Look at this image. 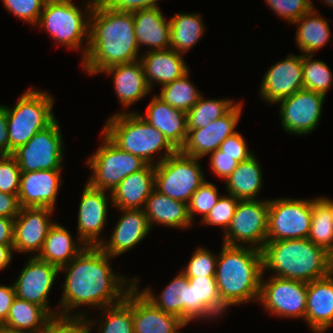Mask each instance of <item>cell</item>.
I'll list each match as a JSON object with an SVG mask.
<instances>
[{"mask_svg":"<svg viewBox=\"0 0 333 333\" xmlns=\"http://www.w3.org/2000/svg\"><path fill=\"white\" fill-rule=\"evenodd\" d=\"M53 212L52 208L21 207L14 219L13 251L38 256L48 230L54 224L50 219Z\"/></svg>","mask_w":333,"mask_h":333,"instance_id":"obj_19","label":"cell"},{"mask_svg":"<svg viewBox=\"0 0 333 333\" xmlns=\"http://www.w3.org/2000/svg\"><path fill=\"white\" fill-rule=\"evenodd\" d=\"M93 328L84 320L72 317V333H92Z\"/></svg>","mask_w":333,"mask_h":333,"instance_id":"obj_57","label":"cell"},{"mask_svg":"<svg viewBox=\"0 0 333 333\" xmlns=\"http://www.w3.org/2000/svg\"><path fill=\"white\" fill-rule=\"evenodd\" d=\"M58 122L56 119L13 152L21 172L62 170L65 149Z\"/></svg>","mask_w":333,"mask_h":333,"instance_id":"obj_11","label":"cell"},{"mask_svg":"<svg viewBox=\"0 0 333 333\" xmlns=\"http://www.w3.org/2000/svg\"><path fill=\"white\" fill-rule=\"evenodd\" d=\"M14 219L0 217V244L13 245Z\"/></svg>","mask_w":333,"mask_h":333,"instance_id":"obj_55","label":"cell"},{"mask_svg":"<svg viewBox=\"0 0 333 333\" xmlns=\"http://www.w3.org/2000/svg\"><path fill=\"white\" fill-rule=\"evenodd\" d=\"M0 333H19V332L8 331L6 329L0 328Z\"/></svg>","mask_w":333,"mask_h":333,"instance_id":"obj_61","label":"cell"},{"mask_svg":"<svg viewBox=\"0 0 333 333\" xmlns=\"http://www.w3.org/2000/svg\"><path fill=\"white\" fill-rule=\"evenodd\" d=\"M269 200H239L222 243L261 250L267 241Z\"/></svg>","mask_w":333,"mask_h":333,"instance_id":"obj_10","label":"cell"},{"mask_svg":"<svg viewBox=\"0 0 333 333\" xmlns=\"http://www.w3.org/2000/svg\"><path fill=\"white\" fill-rule=\"evenodd\" d=\"M7 12L28 24L37 25L47 0H1Z\"/></svg>","mask_w":333,"mask_h":333,"instance_id":"obj_46","label":"cell"},{"mask_svg":"<svg viewBox=\"0 0 333 333\" xmlns=\"http://www.w3.org/2000/svg\"><path fill=\"white\" fill-rule=\"evenodd\" d=\"M261 254L264 275L309 283L333 272V255L308 238L266 241Z\"/></svg>","mask_w":333,"mask_h":333,"instance_id":"obj_3","label":"cell"},{"mask_svg":"<svg viewBox=\"0 0 333 333\" xmlns=\"http://www.w3.org/2000/svg\"><path fill=\"white\" fill-rule=\"evenodd\" d=\"M170 20V48L185 54L204 34L205 26L199 13H177Z\"/></svg>","mask_w":333,"mask_h":333,"instance_id":"obj_36","label":"cell"},{"mask_svg":"<svg viewBox=\"0 0 333 333\" xmlns=\"http://www.w3.org/2000/svg\"><path fill=\"white\" fill-rule=\"evenodd\" d=\"M325 99L324 94L303 88L278 101L284 132L303 136L315 131L322 116Z\"/></svg>","mask_w":333,"mask_h":333,"instance_id":"obj_14","label":"cell"},{"mask_svg":"<svg viewBox=\"0 0 333 333\" xmlns=\"http://www.w3.org/2000/svg\"><path fill=\"white\" fill-rule=\"evenodd\" d=\"M311 227L308 239L333 255V224L328 206L317 196L311 199Z\"/></svg>","mask_w":333,"mask_h":333,"instance_id":"obj_40","label":"cell"},{"mask_svg":"<svg viewBox=\"0 0 333 333\" xmlns=\"http://www.w3.org/2000/svg\"><path fill=\"white\" fill-rule=\"evenodd\" d=\"M312 3V9L292 25H296L295 43L302 54H313L330 40V26Z\"/></svg>","mask_w":333,"mask_h":333,"instance_id":"obj_33","label":"cell"},{"mask_svg":"<svg viewBox=\"0 0 333 333\" xmlns=\"http://www.w3.org/2000/svg\"><path fill=\"white\" fill-rule=\"evenodd\" d=\"M217 258L209 249L197 247L182 272L186 277H215Z\"/></svg>","mask_w":333,"mask_h":333,"instance_id":"obj_43","label":"cell"},{"mask_svg":"<svg viewBox=\"0 0 333 333\" xmlns=\"http://www.w3.org/2000/svg\"><path fill=\"white\" fill-rule=\"evenodd\" d=\"M219 150L221 151V155L232 156V158L239 163L254 155V153L248 149L246 141L239 131L227 137L219 146Z\"/></svg>","mask_w":333,"mask_h":333,"instance_id":"obj_48","label":"cell"},{"mask_svg":"<svg viewBox=\"0 0 333 333\" xmlns=\"http://www.w3.org/2000/svg\"><path fill=\"white\" fill-rule=\"evenodd\" d=\"M194 286L195 320L220 318L227 309L223 306L215 277H187Z\"/></svg>","mask_w":333,"mask_h":333,"instance_id":"obj_37","label":"cell"},{"mask_svg":"<svg viewBox=\"0 0 333 333\" xmlns=\"http://www.w3.org/2000/svg\"><path fill=\"white\" fill-rule=\"evenodd\" d=\"M62 170L21 172L18 191L20 207L55 208L63 180Z\"/></svg>","mask_w":333,"mask_h":333,"instance_id":"obj_20","label":"cell"},{"mask_svg":"<svg viewBox=\"0 0 333 333\" xmlns=\"http://www.w3.org/2000/svg\"><path fill=\"white\" fill-rule=\"evenodd\" d=\"M133 17L139 49L147 46L149 52L170 48V20L165 19L160 7L134 11Z\"/></svg>","mask_w":333,"mask_h":333,"instance_id":"obj_27","label":"cell"},{"mask_svg":"<svg viewBox=\"0 0 333 333\" xmlns=\"http://www.w3.org/2000/svg\"><path fill=\"white\" fill-rule=\"evenodd\" d=\"M262 275L258 302L273 316L305 320L308 283Z\"/></svg>","mask_w":333,"mask_h":333,"instance_id":"obj_13","label":"cell"},{"mask_svg":"<svg viewBox=\"0 0 333 333\" xmlns=\"http://www.w3.org/2000/svg\"><path fill=\"white\" fill-rule=\"evenodd\" d=\"M20 208L18 195L0 192V217L15 219Z\"/></svg>","mask_w":333,"mask_h":333,"instance_id":"obj_51","label":"cell"},{"mask_svg":"<svg viewBox=\"0 0 333 333\" xmlns=\"http://www.w3.org/2000/svg\"><path fill=\"white\" fill-rule=\"evenodd\" d=\"M189 74L190 72L188 71L182 77L163 85L159 95H157L171 107L186 113L202 96L201 91L190 81Z\"/></svg>","mask_w":333,"mask_h":333,"instance_id":"obj_38","label":"cell"},{"mask_svg":"<svg viewBox=\"0 0 333 333\" xmlns=\"http://www.w3.org/2000/svg\"><path fill=\"white\" fill-rule=\"evenodd\" d=\"M260 85L259 96L270 105L303 89L302 54L289 53L285 59L273 64L267 69Z\"/></svg>","mask_w":333,"mask_h":333,"instance_id":"obj_18","label":"cell"},{"mask_svg":"<svg viewBox=\"0 0 333 333\" xmlns=\"http://www.w3.org/2000/svg\"><path fill=\"white\" fill-rule=\"evenodd\" d=\"M311 218L310 199H269L267 241L308 238Z\"/></svg>","mask_w":333,"mask_h":333,"instance_id":"obj_12","label":"cell"},{"mask_svg":"<svg viewBox=\"0 0 333 333\" xmlns=\"http://www.w3.org/2000/svg\"><path fill=\"white\" fill-rule=\"evenodd\" d=\"M84 1L81 8L73 0H47L35 26L48 32L55 44L73 51L81 49V61L87 53L90 16L96 0Z\"/></svg>","mask_w":333,"mask_h":333,"instance_id":"obj_6","label":"cell"},{"mask_svg":"<svg viewBox=\"0 0 333 333\" xmlns=\"http://www.w3.org/2000/svg\"><path fill=\"white\" fill-rule=\"evenodd\" d=\"M319 198L328 206L329 212L331 214V221L333 224V200H331L330 198H326L325 196L320 197Z\"/></svg>","mask_w":333,"mask_h":333,"instance_id":"obj_59","label":"cell"},{"mask_svg":"<svg viewBox=\"0 0 333 333\" xmlns=\"http://www.w3.org/2000/svg\"><path fill=\"white\" fill-rule=\"evenodd\" d=\"M109 205H112L111 192L93 188L86 182L78 207L76 238L87 246H99L105 239L101 233L107 222Z\"/></svg>","mask_w":333,"mask_h":333,"instance_id":"obj_16","label":"cell"},{"mask_svg":"<svg viewBox=\"0 0 333 333\" xmlns=\"http://www.w3.org/2000/svg\"><path fill=\"white\" fill-rule=\"evenodd\" d=\"M13 252V245L0 244V271L9 267Z\"/></svg>","mask_w":333,"mask_h":333,"instance_id":"obj_56","label":"cell"},{"mask_svg":"<svg viewBox=\"0 0 333 333\" xmlns=\"http://www.w3.org/2000/svg\"><path fill=\"white\" fill-rule=\"evenodd\" d=\"M133 12L110 9L96 0L90 16L89 43L81 67L88 75L124 63L140 60Z\"/></svg>","mask_w":333,"mask_h":333,"instance_id":"obj_2","label":"cell"},{"mask_svg":"<svg viewBox=\"0 0 333 333\" xmlns=\"http://www.w3.org/2000/svg\"><path fill=\"white\" fill-rule=\"evenodd\" d=\"M184 55L171 48L166 50L142 52L140 61L149 87L161 86L173 82L189 71Z\"/></svg>","mask_w":333,"mask_h":333,"instance_id":"obj_28","label":"cell"},{"mask_svg":"<svg viewBox=\"0 0 333 333\" xmlns=\"http://www.w3.org/2000/svg\"><path fill=\"white\" fill-rule=\"evenodd\" d=\"M238 202L239 199L232 195H222L201 223L206 226H221L225 233L231 224Z\"/></svg>","mask_w":333,"mask_h":333,"instance_id":"obj_44","label":"cell"},{"mask_svg":"<svg viewBox=\"0 0 333 333\" xmlns=\"http://www.w3.org/2000/svg\"><path fill=\"white\" fill-rule=\"evenodd\" d=\"M216 263V283L223 306L258 302L263 275L261 250L222 244Z\"/></svg>","mask_w":333,"mask_h":333,"instance_id":"obj_4","label":"cell"},{"mask_svg":"<svg viewBox=\"0 0 333 333\" xmlns=\"http://www.w3.org/2000/svg\"><path fill=\"white\" fill-rule=\"evenodd\" d=\"M101 131L120 149L141 157L148 164L157 165L178 151L159 130L142 119L138 111L122 113L120 110L112 114ZM156 154L160 157L158 161L154 160Z\"/></svg>","mask_w":333,"mask_h":333,"instance_id":"obj_5","label":"cell"},{"mask_svg":"<svg viewBox=\"0 0 333 333\" xmlns=\"http://www.w3.org/2000/svg\"><path fill=\"white\" fill-rule=\"evenodd\" d=\"M101 73L113 77L115 94L119 104L124 108L122 113H127L129 107L142 100L152 91L146 81L144 68L140 60L115 65Z\"/></svg>","mask_w":333,"mask_h":333,"instance_id":"obj_24","label":"cell"},{"mask_svg":"<svg viewBox=\"0 0 333 333\" xmlns=\"http://www.w3.org/2000/svg\"><path fill=\"white\" fill-rule=\"evenodd\" d=\"M305 322L312 333H325L333 324V272L308 283Z\"/></svg>","mask_w":333,"mask_h":333,"instance_id":"obj_25","label":"cell"},{"mask_svg":"<svg viewBox=\"0 0 333 333\" xmlns=\"http://www.w3.org/2000/svg\"><path fill=\"white\" fill-rule=\"evenodd\" d=\"M141 291L158 309L173 314L188 324V278L182 271L158 295L150 287Z\"/></svg>","mask_w":333,"mask_h":333,"instance_id":"obj_32","label":"cell"},{"mask_svg":"<svg viewBox=\"0 0 333 333\" xmlns=\"http://www.w3.org/2000/svg\"><path fill=\"white\" fill-rule=\"evenodd\" d=\"M155 189V165L147 164L122 180L111 192L112 207L117 209H143Z\"/></svg>","mask_w":333,"mask_h":333,"instance_id":"obj_26","label":"cell"},{"mask_svg":"<svg viewBox=\"0 0 333 333\" xmlns=\"http://www.w3.org/2000/svg\"><path fill=\"white\" fill-rule=\"evenodd\" d=\"M252 155L249 159L238 163L236 169L225 181L227 194L239 200L259 199L262 186H264L263 171L260 162Z\"/></svg>","mask_w":333,"mask_h":333,"instance_id":"obj_31","label":"cell"},{"mask_svg":"<svg viewBox=\"0 0 333 333\" xmlns=\"http://www.w3.org/2000/svg\"><path fill=\"white\" fill-rule=\"evenodd\" d=\"M210 167L215 176L226 181L230 174L236 169L239 162L229 155H221V151L215 150L210 153Z\"/></svg>","mask_w":333,"mask_h":333,"instance_id":"obj_49","label":"cell"},{"mask_svg":"<svg viewBox=\"0 0 333 333\" xmlns=\"http://www.w3.org/2000/svg\"><path fill=\"white\" fill-rule=\"evenodd\" d=\"M195 320V294L194 286L188 281V324Z\"/></svg>","mask_w":333,"mask_h":333,"instance_id":"obj_58","label":"cell"},{"mask_svg":"<svg viewBox=\"0 0 333 333\" xmlns=\"http://www.w3.org/2000/svg\"><path fill=\"white\" fill-rule=\"evenodd\" d=\"M324 4L333 8V0H321Z\"/></svg>","mask_w":333,"mask_h":333,"instance_id":"obj_60","label":"cell"},{"mask_svg":"<svg viewBox=\"0 0 333 333\" xmlns=\"http://www.w3.org/2000/svg\"><path fill=\"white\" fill-rule=\"evenodd\" d=\"M313 57V54H302L304 89L326 96L333 84V73L325 62Z\"/></svg>","mask_w":333,"mask_h":333,"instance_id":"obj_41","label":"cell"},{"mask_svg":"<svg viewBox=\"0 0 333 333\" xmlns=\"http://www.w3.org/2000/svg\"><path fill=\"white\" fill-rule=\"evenodd\" d=\"M111 257L99 246H87L70 263L59 268L65 273L63 292L58 305V316L83 319L87 309L102 308L120 303L128 290L134 285V278L115 273ZM92 307V308H91ZM74 310V311H73Z\"/></svg>","mask_w":333,"mask_h":333,"instance_id":"obj_1","label":"cell"},{"mask_svg":"<svg viewBox=\"0 0 333 333\" xmlns=\"http://www.w3.org/2000/svg\"><path fill=\"white\" fill-rule=\"evenodd\" d=\"M114 11L134 12L137 10L159 7V0H101Z\"/></svg>","mask_w":333,"mask_h":333,"instance_id":"obj_50","label":"cell"},{"mask_svg":"<svg viewBox=\"0 0 333 333\" xmlns=\"http://www.w3.org/2000/svg\"><path fill=\"white\" fill-rule=\"evenodd\" d=\"M15 297L13 283L9 286L0 284V327L6 322L9 309Z\"/></svg>","mask_w":333,"mask_h":333,"instance_id":"obj_52","label":"cell"},{"mask_svg":"<svg viewBox=\"0 0 333 333\" xmlns=\"http://www.w3.org/2000/svg\"><path fill=\"white\" fill-rule=\"evenodd\" d=\"M218 192L219 191L216 184L206 180L192 194L188 203V213L193 225L197 213L202 216L201 221L206 218L210 210L215 206V204L222 196V194L219 195L220 193Z\"/></svg>","mask_w":333,"mask_h":333,"instance_id":"obj_42","label":"cell"},{"mask_svg":"<svg viewBox=\"0 0 333 333\" xmlns=\"http://www.w3.org/2000/svg\"><path fill=\"white\" fill-rule=\"evenodd\" d=\"M118 210L121 215L110 237L99 245L105 253L115 258L136 247L151 231L143 209Z\"/></svg>","mask_w":333,"mask_h":333,"instance_id":"obj_21","label":"cell"},{"mask_svg":"<svg viewBox=\"0 0 333 333\" xmlns=\"http://www.w3.org/2000/svg\"><path fill=\"white\" fill-rule=\"evenodd\" d=\"M138 277L132 286V315L134 333H180L187 326L180 318L158 309L145 294L139 290Z\"/></svg>","mask_w":333,"mask_h":333,"instance_id":"obj_22","label":"cell"},{"mask_svg":"<svg viewBox=\"0 0 333 333\" xmlns=\"http://www.w3.org/2000/svg\"><path fill=\"white\" fill-rule=\"evenodd\" d=\"M70 231L60 223L54 222L49 228L47 237L38 258L60 268L70 263L87 245L77 238L74 240Z\"/></svg>","mask_w":333,"mask_h":333,"instance_id":"obj_30","label":"cell"},{"mask_svg":"<svg viewBox=\"0 0 333 333\" xmlns=\"http://www.w3.org/2000/svg\"><path fill=\"white\" fill-rule=\"evenodd\" d=\"M200 158L180 150L155 165V190L180 202L189 203L192 194L205 182Z\"/></svg>","mask_w":333,"mask_h":333,"instance_id":"obj_9","label":"cell"},{"mask_svg":"<svg viewBox=\"0 0 333 333\" xmlns=\"http://www.w3.org/2000/svg\"><path fill=\"white\" fill-rule=\"evenodd\" d=\"M28 258L17 280L13 282L16 296L41 306L53 318L58 317V309L51 308L48 296L59 274V268L37 256Z\"/></svg>","mask_w":333,"mask_h":333,"instance_id":"obj_15","label":"cell"},{"mask_svg":"<svg viewBox=\"0 0 333 333\" xmlns=\"http://www.w3.org/2000/svg\"><path fill=\"white\" fill-rule=\"evenodd\" d=\"M277 17L293 24L312 9V0H264Z\"/></svg>","mask_w":333,"mask_h":333,"instance_id":"obj_45","label":"cell"},{"mask_svg":"<svg viewBox=\"0 0 333 333\" xmlns=\"http://www.w3.org/2000/svg\"><path fill=\"white\" fill-rule=\"evenodd\" d=\"M21 170L12 154L0 155V192L18 195Z\"/></svg>","mask_w":333,"mask_h":333,"instance_id":"obj_47","label":"cell"},{"mask_svg":"<svg viewBox=\"0 0 333 333\" xmlns=\"http://www.w3.org/2000/svg\"><path fill=\"white\" fill-rule=\"evenodd\" d=\"M232 99L204 98L203 94L199 101L186 113L187 128H205L212 121L224 116L234 105Z\"/></svg>","mask_w":333,"mask_h":333,"instance_id":"obj_39","label":"cell"},{"mask_svg":"<svg viewBox=\"0 0 333 333\" xmlns=\"http://www.w3.org/2000/svg\"><path fill=\"white\" fill-rule=\"evenodd\" d=\"M138 115L159 130L177 150L184 146L188 135L186 112L171 107L154 94L145 114Z\"/></svg>","mask_w":333,"mask_h":333,"instance_id":"obj_23","label":"cell"},{"mask_svg":"<svg viewBox=\"0 0 333 333\" xmlns=\"http://www.w3.org/2000/svg\"><path fill=\"white\" fill-rule=\"evenodd\" d=\"M150 225H163L168 228L186 229L192 227L188 204L174 200L157 190H153L143 208Z\"/></svg>","mask_w":333,"mask_h":333,"instance_id":"obj_29","label":"cell"},{"mask_svg":"<svg viewBox=\"0 0 333 333\" xmlns=\"http://www.w3.org/2000/svg\"><path fill=\"white\" fill-rule=\"evenodd\" d=\"M243 101L236 103L224 116L212 121L205 128L188 129L184 146L180 151L187 156L203 158L219 149L227 137L237 132Z\"/></svg>","mask_w":333,"mask_h":333,"instance_id":"obj_17","label":"cell"},{"mask_svg":"<svg viewBox=\"0 0 333 333\" xmlns=\"http://www.w3.org/2000/svg\"><path fill=\"white\" fill-rule=\"evenodd\" d=\"M101 134L100 146L85 163L92 171L87 183L93 188L112 192L128 175L143 169L148 163L123 151L103 132Z\"/></svg>","mask_w":333,"mask_h":333,"instance_id":"obj_8","label":"cell"},{"mask_svg":"<svg viewBox=\"0 0 333 333\" xmlns=\"http://www.w3.org/2000/svg\"><path fill=\"white\" fill-rule=\"evenodd\" d=\"M0 155H9V134L5 105H0Z\"/></svg>","mask_w":333,"mask_h":333,"instance_id":"obj_54","label":"cell"},{"mask_svg":"<svg viewBox=\"0 0 333 333\" xmlns=\"http://www.w3.org/2000/svg\"><path fill=\"white\" fill-rule=\"evenodd\" d=\"M35 333H72V317H54Z\"/></svg>","mask_w":333,"mask_h":333,"instance_id":"obj_53","label":"cell"},{"mask_svg":"<svg viewBox=\"0 0 333 333\" xmlns=\"http://www.w3.org/2000/svg\"><path fill=\"white\" fill-rule=\"evenodd\" d=\"M52 318L41 306L16 296L9 309L6 322L1 328L19 333H35Z\"/></svg>","mask_w":333,"mask_h":333,"instance_id":"obj_34","label":"cell"},{"mask_svg":"<svg viewBox=\"0 0 333 333\" xmlns=\"http://www.w3.org/2000/svg\"><path fill=\"white\" fill-rule=\"evenodd\" d=\"M99 311L98 319L96 318L92 321L91 317L86 316L83 318L93 329L98 323L96 328L97 330L99 329V333H134L132 287L120 303L102 308Z\"/></svg>","mask_w":333,"mask_h":333,"instance_id":"obj_35","label":"cell"},{"mask_svg":"<svg viewBox=\"0 0 333 333\" xmlns=\"http://www.w3.org/2000/svg\"><path fill=\"white\" fill-rule=\"evenodd\" d=\"M51 93L34 88L25 90L14 107L5 106L9 134V154L25 145L37 132L50 126L57 118L53 112Z\"/></svg>","mask_w":333,"mask_h":333,"instance_id":"obj_7","label":"cell"}]
</instances>
